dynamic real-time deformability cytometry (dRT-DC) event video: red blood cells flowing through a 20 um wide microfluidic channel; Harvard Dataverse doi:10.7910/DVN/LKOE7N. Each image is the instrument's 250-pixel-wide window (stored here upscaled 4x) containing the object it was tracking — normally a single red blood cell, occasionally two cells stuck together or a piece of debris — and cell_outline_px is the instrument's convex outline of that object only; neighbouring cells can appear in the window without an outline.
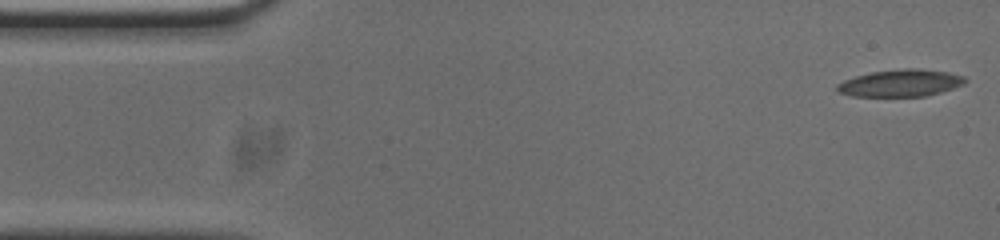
{"species": "common noctule bat (a hibernating species)", "species_latin": "Nyctalus noctula", "temperature_condition": "cold", "stored_images_in_passage": 53, "camera_frame_rate_fps": 3000, "um_per_image_px": 0.085, "animal": {"sex": "male", "body_mass_g": 20.0, "forearm_length_mm": 53.3}, "frame": {"image": 1, "passage_image": 1, "time_ms": 0.0, "image_size_px": [1000, 240], "cell_outline_px": [[968, 80], [964, 84], [940, 92], [924, 96], [852, 96], [836, 92], [836, 84], [844, 80], [856, 76], [872, 72], [904, 68], [916, 68], [948, 72], [964, 76]], "centroid_in_image_um": [76.53, 7.06], "position_along_channel_um": 8.5, "area_um2": 20.17}}
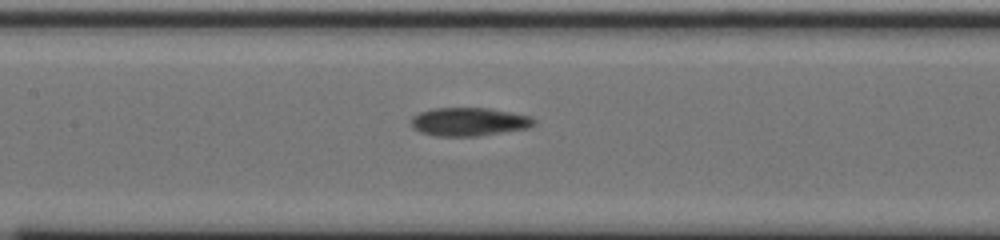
{"frame": {"image": 2, "passage_image": 23, "time_ms": 7.333, "image_size_px": [1000, 240], "cell_outline_px": [[536, 124], [528, 128], [476, 136], [436, 136], [420, 132], [412, 128], [412, 116], [420, 112], [432, 108], [488, 108], [532, 116], [536, 120]], "centroid_in_image_um": [39.87, 10.35], "position_along_channel_um": 167.5, "area_um2": 20.35}}
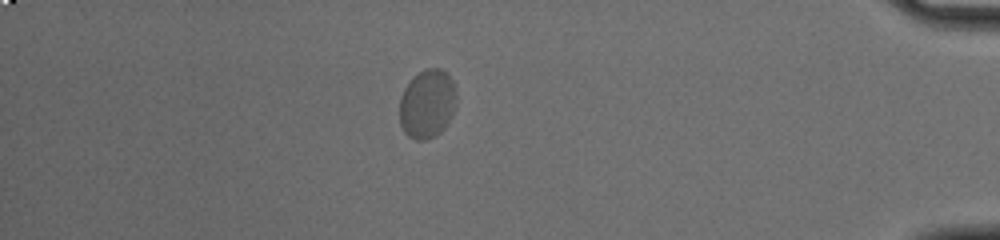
{"frame": {"image": 3, "passage_image": 46, "time_ms": 15.0, "image_size_px": [1000, 240], "cell_outline_px": [[456, 104], [444, 128], [436, 136], [424, 140], [416, 140], [408, 136], [404, 132], [400, 124], [400, 96], [404, 88], [420, 72], [428, 68], [440, 68], [452, 80], [456, 92]], "centroid_in_image_um": [36.3, 8.85], "position_along_channel_um": 398.9, "area_um2": 22.54}, "authors_computed_cell_mechanics": {"area_um2": 20.6346, "velocity_mm_per_s": 3.6772, "shape_relaxation_time_tau1_ms": 6.2994, "shape_relaxation_time_tau2_ms": 1.1685, "deformation_change_tau1": 0.1516, "deformation_change_tau2": 0.0354}}